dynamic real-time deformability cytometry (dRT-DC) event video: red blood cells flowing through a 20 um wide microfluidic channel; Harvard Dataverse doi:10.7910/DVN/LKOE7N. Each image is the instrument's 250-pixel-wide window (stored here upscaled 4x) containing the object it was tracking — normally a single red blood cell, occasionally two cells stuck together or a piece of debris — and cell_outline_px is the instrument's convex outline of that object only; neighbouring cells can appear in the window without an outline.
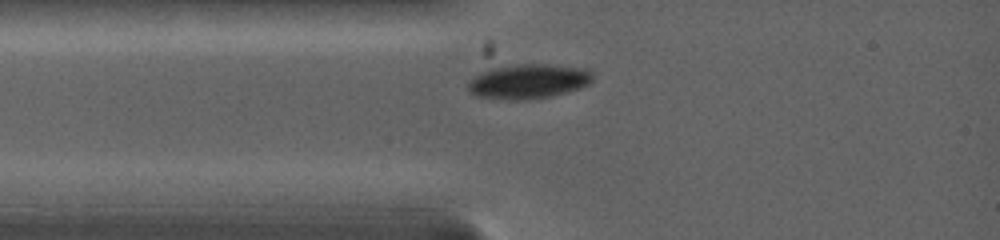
{"species": "common noctule bat (a hibernating species)", "species_latin": "Nyctalus noctula", "temperature_condition": "warm", "stored_images_in_passage": 35, "camera_frame_rate_fps": 5000, "um_per_image_px": 0.085, "animal": {"sex": "female", "body_mass_g": 19.0, "forearm_length_mm": 53.3}, "frame": {"image": 1, "passage_image": 1, "time_ms": 0.0, "image_size_px": [1000, 240], "cell_outline_px": [[592, 80], [588, 84], [580, 88], [552, 96], [528, 100], [516, 100], [476, 96], [468, 88], [468, 80], [480, 72], [492, 68], [516, 64], [548, 64], [588, 68], [592, 72]], "centroid_in_image_um": [44.93, 6.9], "position_along_channel_um": 40.1, "area_um2": 25.26}}
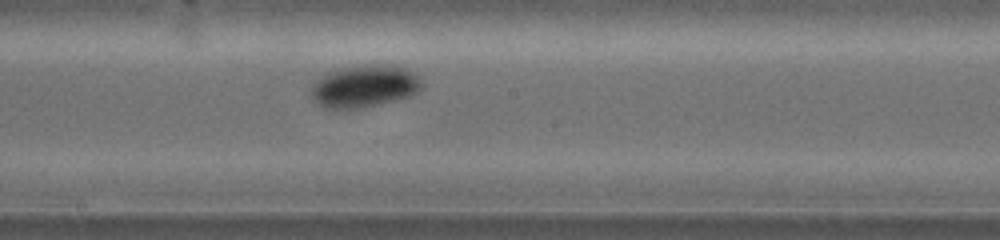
{"frame": {"image": 2, "passage_image": 16, "time_ms": 4.4, "image_size_px": [1000, 240], "cell_outline_px": [[424, 84], [412, 96], [396, 100], [360, 108], [328, 108], [320, 104], [312, 96], [312, 88], [316, 80], [320, 76], [328, 72], [348, 68], [404, 68], [416, 72], [420, 76]], "centroid_in_image_um": [31.02, 7.38], "position_along_channel_um": 217.2, "area_um2": 25.95}}
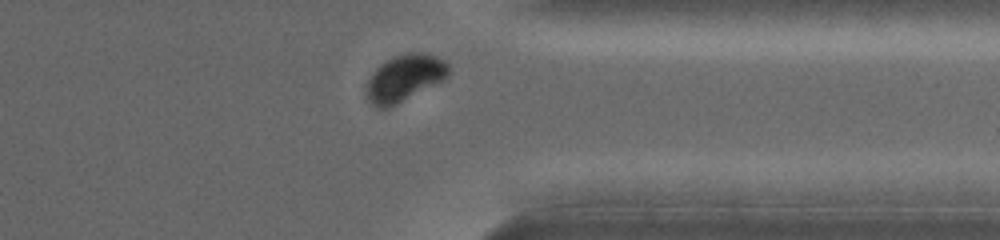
{"frame": {"image": 3, "passage_image": 30, "time_ms": 8.4, "image_size_px": [1000, 240], "cell_outline_px": [[448, 76], [444, 80], [388, 108], [376, 108], [368, 100], [364, 92], [368, 80], [376, 68], [380, 64], [396, 56], [412, 52], [428, 52], [444, 60], [448, 64]], "centroid_in_image_um": [34.38, 6.63], "position_along_channel_um": 377.0, "area_um2": 22.31}, "authors_computed_cell_mechanics": {"area_um2": 24.4494, "velocity_mm_per_s": 4.0581, "shape_relaxation_time_tau1_ms": 2.3502, "shape_relaxation_time_tau2_ms": null, "deformation_change_tau1": 0.1454, "deformation_change_tau2": null}}